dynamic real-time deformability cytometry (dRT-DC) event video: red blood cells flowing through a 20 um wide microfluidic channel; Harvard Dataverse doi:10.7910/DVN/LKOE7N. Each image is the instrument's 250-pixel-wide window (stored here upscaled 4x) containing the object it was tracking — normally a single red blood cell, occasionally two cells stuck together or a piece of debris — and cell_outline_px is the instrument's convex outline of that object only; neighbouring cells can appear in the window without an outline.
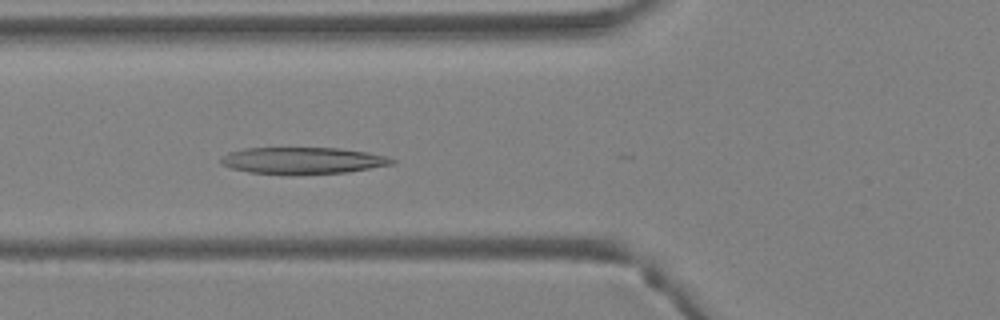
{"species": "Egyptian fruit bat (a non-hibernating species)", "species_latin": "Rousettus aegyptiacus", "temperature_condition": "warm", "stored_images_in_passage": 18, "camera_frame_rate_fps": 3000, "um_per_image_px": 0.085, "animal": {"sex": "female"}, "frame": {"image": 1, "passage_image": 15, "time_ms": 4.667, "image_size_px": [1000, 320], "cell_outline_px": [[396, 160], [392, 164], [348, 172], [288, 176], [248, 172], [232, 168], [220, 164], [220, 160], [228, 152], [244, 148], [336, 148], [368, 152], [388, 156]], "centroid_in_image_um": [25.71, 13.67], "position_along_channel_um": 100.1, "area_um2": 27.05}}
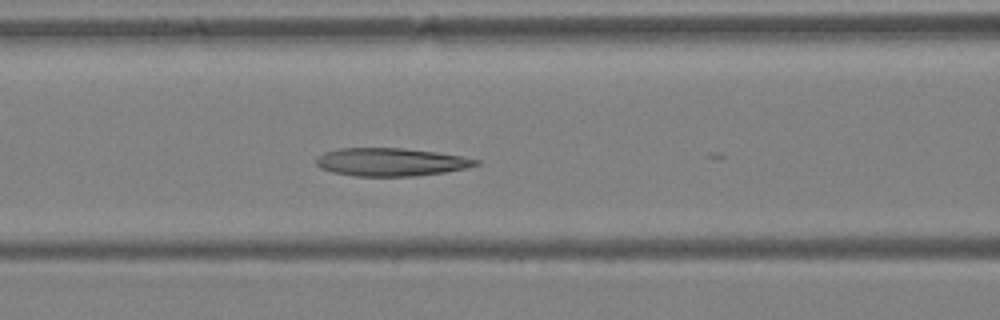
{"frame": {"image": 2, "passage_image": 17, "time_ms": 5.333, "image_size_px": [1000, 320], "cell_outline_px": [[480, 164], [468, 168], [444, 172], [416, 176], [356, 176], [332, 172], [320, 168], [316, 164], [316, 156], [324, 152], [340, 148], [404, 148], [436, 152], [460, 156], [480, 160]], "centroid_in_image_um": [33.21, 13.77], "position_along_channel_um": 133.4, "area_um2": 26.18}}